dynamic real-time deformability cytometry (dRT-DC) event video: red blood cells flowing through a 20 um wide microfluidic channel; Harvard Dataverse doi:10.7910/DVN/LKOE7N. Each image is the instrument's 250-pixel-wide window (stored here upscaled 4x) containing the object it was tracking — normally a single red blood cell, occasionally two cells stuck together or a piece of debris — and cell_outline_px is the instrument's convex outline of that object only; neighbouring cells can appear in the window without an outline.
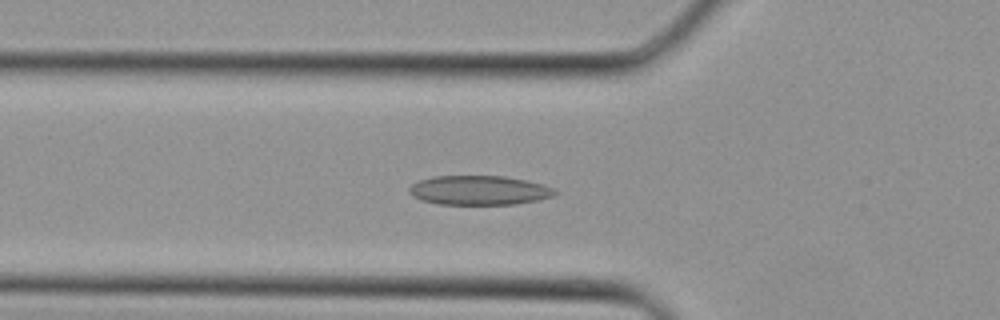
{"species": "Egyptian fruit bat (a non-hibernating species)", "species_latin": "Rousettus aegyptiacus", "temperature_condition": "cold", "stored_images_in_passage": 28, "camera_frame_rate_fps": 3000, "um_per_image_px": 0.085, "animal": {"sex": "female"}, "frame": {"image": 1, "passage_image": 5, "time_ms": 1.333, "image_size_px": [1000, 320], "cell_outline_px": [[560, 192], [552, 196], [536, 200], [516, 204], [436, 204], [420, 200], [412, 196], [408, 192], [408, 188], [412, 184], [420, 180], [432, 176], [504, 176], [544, 184], [556, 188]], "centroid_in_image_um": [40.72, 16.17], "position_along_channel_um": 85.1, "area_um2": 25.09}}
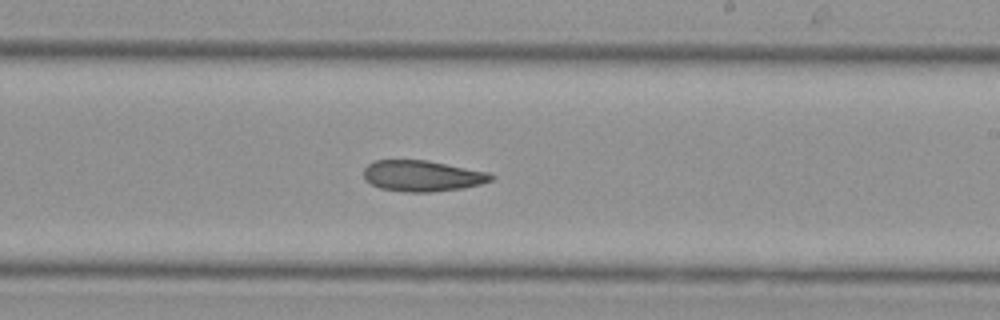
{"frame": {"image": 2, "passage_image": 14, "time_ms": 4.333, "image_size_px": [1000, 320], "cell_outline_px": [[496, 176], [492, 180], [480, 184], [464, 188], [432, 192], [404, 192], [380, 188], [364, 180], [364, 168], [368, 164], [376, 160], [428, 160], [488, 172]], "centroid_in_image_um": [35.9, 14.95], "position_along_channel_um": 253.1, "area_um2": 23.12}}
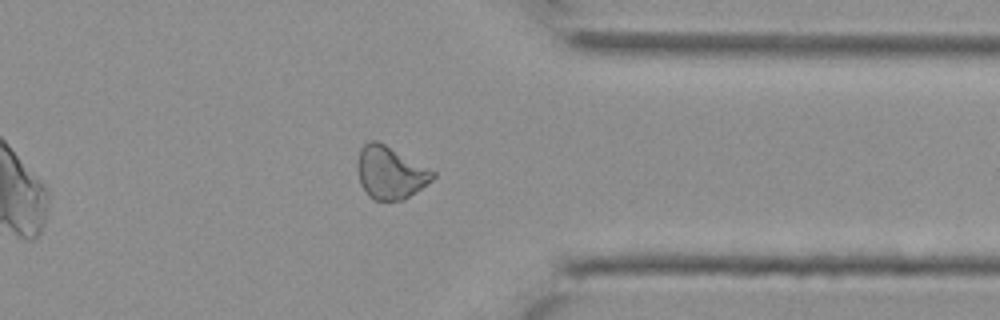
{"frame": {"image": 3, "passage_image": 21, "time_ms": 6.667, "image_size_px": [1000, 320], "cell_outline_px": [[436, 176], [432, 180], [416, 192], [404, 200], [372, 200], [368, 196], [360, 184], [356, 168], [356, 164], [360, 148], [368, 140], [376, 140], [384, 144], [436, 172]], "centroid_in_image_um": [33.14, 14.68], "position_along_channel_um": 378.3, "area_um2": 23.18}}